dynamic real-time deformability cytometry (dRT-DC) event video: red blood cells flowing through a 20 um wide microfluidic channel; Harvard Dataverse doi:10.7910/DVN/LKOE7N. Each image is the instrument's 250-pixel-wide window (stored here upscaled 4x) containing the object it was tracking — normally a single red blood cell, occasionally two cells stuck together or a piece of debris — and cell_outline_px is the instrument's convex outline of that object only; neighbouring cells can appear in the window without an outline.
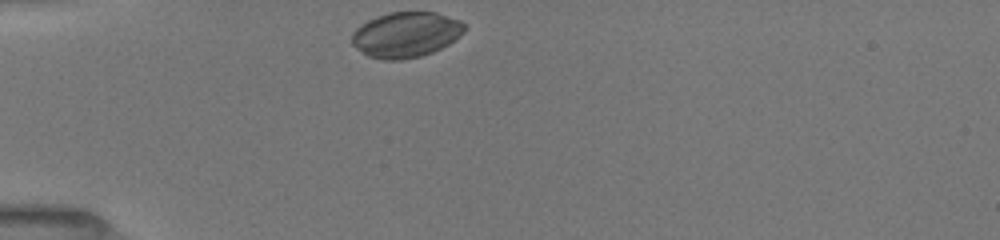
{"species": "common noctule bat (a hibernating species)", "species_latin": "Nyctalus noctula", "temperature_condition": "room temperature", "stored_images_in_passage": 32, "camera_frame_rate_fps": 3000, "um_per_image_px": 0.085, "animal": {"sex": "female", "body_mass_g": 19.5, "forearm_length_mm": 54.1}, "frame": {"image": 1, "passage_image": 1, "time_ms": 0.0, "image_size_px": [1000, 240], "cell_outline_px": [[468, 28], [460, 36], [448, 44], [432, 52], [420, 56], [400, 60], [384, 60], [368, 56], [356, 48], [352, 44], [352, 32], [356, 28], [368, 20], [376, 16], [388, 12], [436, 12], [460, 20], [468, 24]], "centroid_in_image_um": [34.53, 2.93], "position_along_channel_um": 50.5, "area_um2": 30.0}}
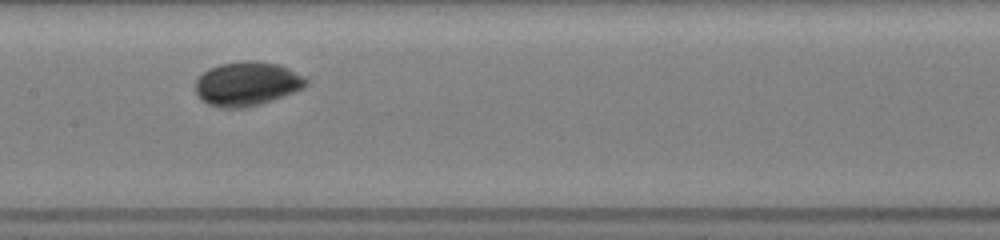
{"frame": {"image": 2, "passage_image": 13, "time_ms": 4.0, "image_size_px": [1000, 240], "cell_outline_px": [[308, 84], [304, 88], [272, 100], [260, 104], [244, 108], [220, 108], [208, 104], [200, 100], [196, 92], [196, 80], [208, 68], [220, 64], [244, 60], [256, 60], [280, 64], [304, 76], [308, 80]], "centroid_in_image_um": [21.0, 7.11], "position_along_channel_um": 186.4, "area_um2": 28.67}}
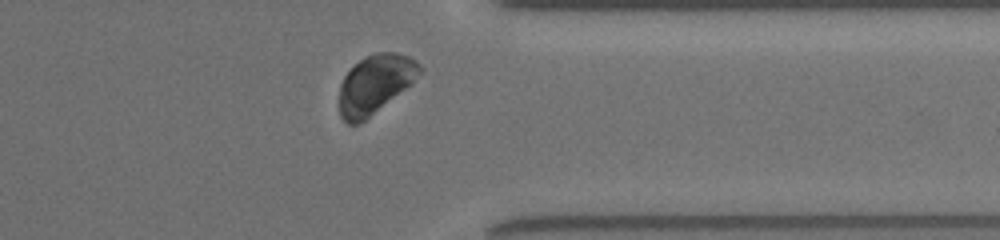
{"frame": {"image": 3, "passage_image": 28, "time_ms": 9.0, "image_size_px": [1000, 240], "cell_outline_px": [[424, 68], [412, 84], [360, 124], [348, 124], [340, 116], [340, 84], [344, 76], [360, 60], [376, 52], [396, 52], [408, 56], [416, 60]], "centroid_in_image_um": [31.91, 7.15], "position_along_channel_um": 379.5, "area_um2": 27.46}, "authors_computed_cell_mechanics": {"area_um2": 27.9752, "velocity_mm_per_s": 3.9237, "shape_relaxation_time_tau1_ms": 2.2784, "shape_relaxation_time_tau2_ms": null, "deformation_change_tau1": 0.1122, "deformation_change_tau2": null}}